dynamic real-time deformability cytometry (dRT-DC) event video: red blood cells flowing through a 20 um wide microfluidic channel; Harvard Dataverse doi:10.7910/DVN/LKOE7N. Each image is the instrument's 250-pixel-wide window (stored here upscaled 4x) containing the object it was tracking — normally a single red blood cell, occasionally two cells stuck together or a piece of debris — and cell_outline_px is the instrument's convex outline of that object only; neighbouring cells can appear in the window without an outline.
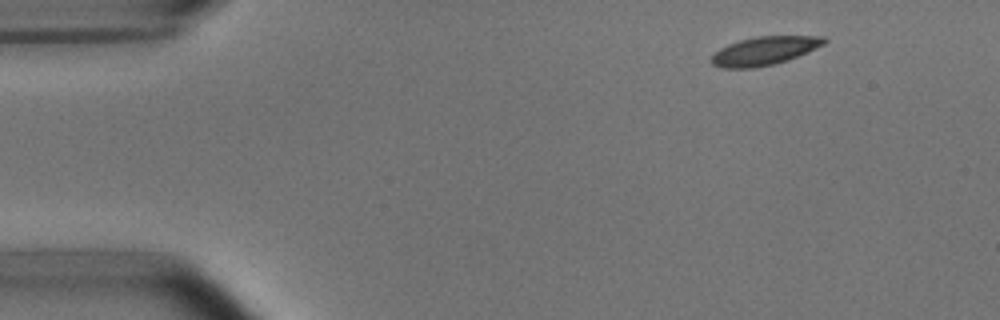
{"species": "common noctule bat (a hibernating species)", "species_latin": "Nyctalus noctula", "temperature_condition": "room temperature", "stored_images_in_passage": 6, "camera_frame_rate_fps": 3000, "um_per_image_px": 0.085, "animal": {"sex": "male", "body_mass_g": 15.6}, "frame": {"image": 1, "passage_image": 2, "time_ms": 1.333, "image_size_px": [1000, 320], "cell_outline_px": [[828, 40], [824, 44], [788, 60], [756, 68], [720, 68], [712, 64], [712, 56], [720, 48], [728, 44], [740, 40], [756, 36], [824, 36]], "centroid_in_image_um": [64.96, 4.32], "position_along_channel_um": 20.0, "area_um2": 18.55}}
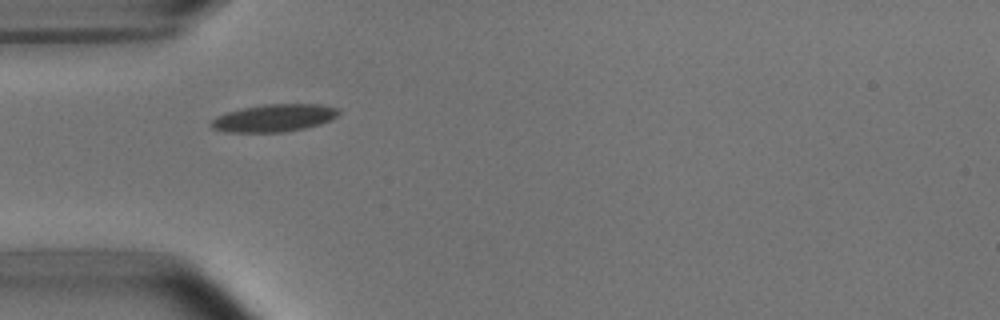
{"frame": {"image": 2, "passage_image": 5, "time_ms": 4.667, "image_size_px": [1000, 320], "cell_outline_px": [[340, 112], [332, 120], [320, 124], [304, 128], [284, 132], [224, 132], [212, 128], [208, 124], [216, 116], [228, 112], [244, 108], [264, 104], [320, 104], [340, 108]], "centroid_in_image_um": [23.31, 10.03], "position_along_channel_um": 61.7, "area_um2": 20.52}}